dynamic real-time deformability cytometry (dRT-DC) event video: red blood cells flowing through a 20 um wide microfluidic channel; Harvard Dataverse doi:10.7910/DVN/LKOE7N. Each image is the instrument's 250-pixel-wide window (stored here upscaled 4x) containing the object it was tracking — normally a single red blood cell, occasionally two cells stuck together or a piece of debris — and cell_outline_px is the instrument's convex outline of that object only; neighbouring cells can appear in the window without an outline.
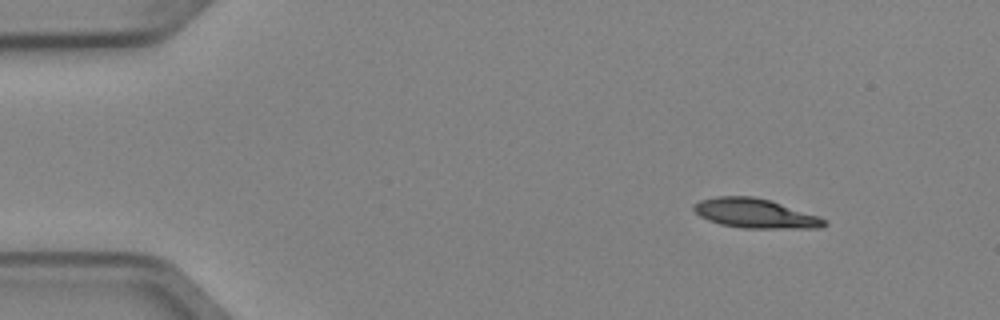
{"species": "Egyptian fruit bat (a non-hibernating species)", "species_latin": "Rousettus aegyptiacus", "temperature_condition": "cold", "stored_images_in_passage": 5, "camera_frame_rate_fps": 3000, "um_per_image_px": 0.085, "animal": {"sex": "female"}, "frame": {"image": 1, "passage_image": 1, "time_ms": 0.0, "image_size_px": [1000, 320], "cell_outline_px": [[828, 224], [820, 228], [740, 228], [720, 224], [708, 220], [700, 216], [692, 208], [692, 204], [700, 200], [716, 196], [752, 196], [768, 200], [820, 216], [828, 220]], "centroid_in_image_um": [64.19, 18.14], "position_along_channel_um": 20.8, "area_um2": 22.43}}
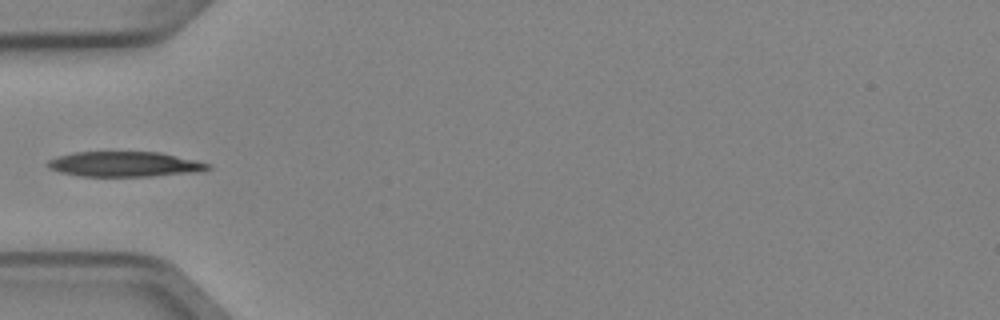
{"frame": {"image": 2, "passage_image": 4, "time_ms": 1.0, "image_size_px": [1000, 320], "cell_outline_px": [[212, 168], [196, 172], [152, 176], [80, 176], [60, 172], [48, 168], [44, 164], [48, 160], [56, 156], [76, 152], [160, 152], [196, 160], [212, 164]], "centroid_in_image_um": [10.58, 13.95], "position_along_channel_um": 74.4, "area_um2": 23.58}}
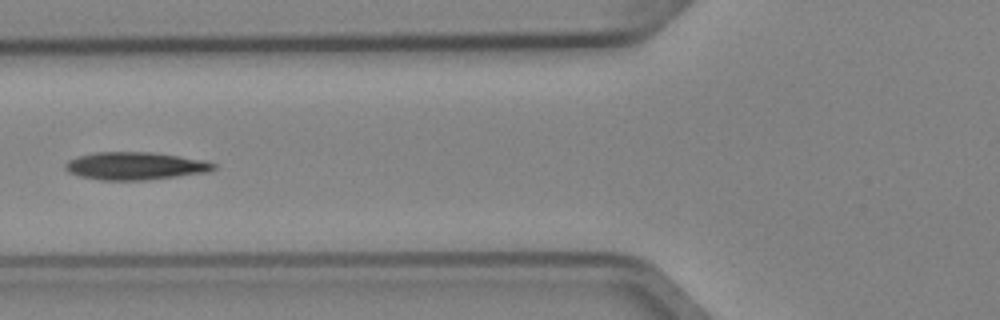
{"frame": {"image": 3, "passage_image": 5, "time_ms": 1.333, "image_size_px": [1000, 320], "cell_outline_px": [[216, 168], [208, 172], [148, 180], [100, 180], [80, 176], [68, 172], [64, 168], [64, 164], [68, 160], [80, 156], [96, 152], [152, 152], [180, 156], [204, 160], [216, 164]], "centroid_in_image_um": [11.5, 14.11], "position_along_channel_um": 114.3, "area_um2": 23.99}}